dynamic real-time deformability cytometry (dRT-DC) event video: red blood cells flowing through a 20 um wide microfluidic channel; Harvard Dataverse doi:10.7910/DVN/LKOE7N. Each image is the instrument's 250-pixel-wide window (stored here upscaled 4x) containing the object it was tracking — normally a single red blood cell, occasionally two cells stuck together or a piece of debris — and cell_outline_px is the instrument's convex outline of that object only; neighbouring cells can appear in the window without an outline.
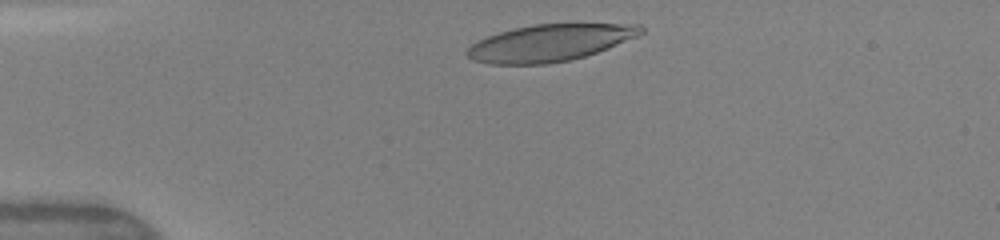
{"species": "human", "species_latin": "Homo sapiens", "temperature_condition": "warm", "stored_images_in_passage": 32, "camera_frame_rate_fps": 3000, "um_per_image_px": 0.085, "donor": {"sex": "female"}, "frame": {"image": 1, "passage_image": 1, "time_ms": 0.0, "image_size_px": [1000, 240], "cell_outline_px": [[644, 32], [640, 36], [608, 48], [584, 56], [568, 60], [544, 64], [488, 64], [472, 60], [464, 52], [472, 44], [488, 36], [500, 32], [532, 24], [640, 24], [644, 28]], "centroid_in_image_um": [46.76, 3.64], "position_along_channel_um": 38.2, "area_um2": 37.17}}
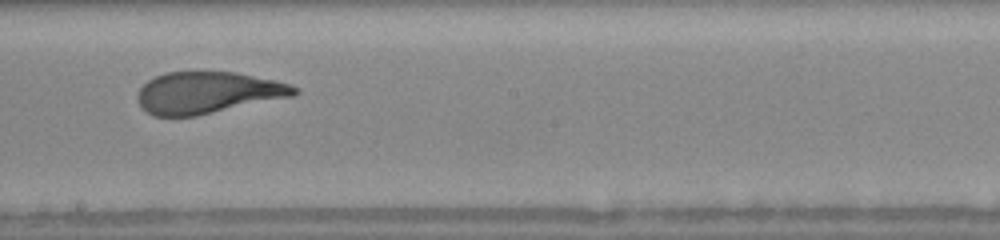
{"frame": {"image": 2, "passage_image": 18, "time_ms": 5.667, "image_size_px": [1000, 240], "cell_outline_px": [[300, 92], [292, 96], [196, 116], [152, 116], [140, 104], [136, 96], [140, 88], [148, 80], [164, 72], [236, 72], [276, 80], [288, 84], [296, 88]], "centroid_in_image_um": [17.64, 7.87], "position_along_channel_um": 230.6, "area_um2": 37.86}}
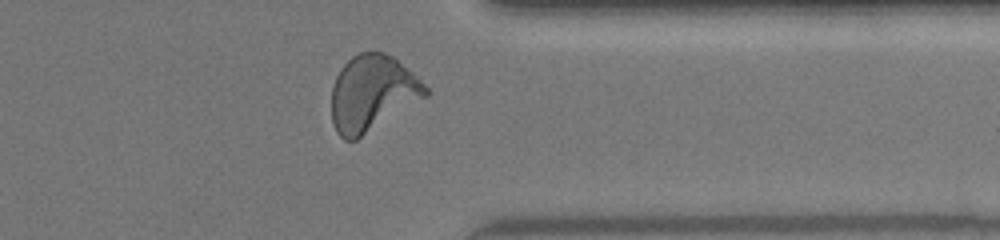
{"frame": {"image": 3, "passage_image": 29, "time_ms": 9.333, "image_size_px": [1000, 240], "cell_outline_px": [[428, 96], [356, 140], [344, 140], [336, 132], [332, 124], [332, 84], [340, 68], [352, 56], [360, 52], [384, 52], [392, 56], [420, 76], [428, 88]], "centroid_in_image_um": [31.66, 7.92], "position_along_channel_um": 379.7, "area_um2": 41.96}, "authors_computed_cell_mechanics": {"area_um2": 39.2462, "velocity_mm_per_s": 4.161, "shape_relaxation_time_tau1_ms": 4.3452, "shape_relaxation_time_tau2_ms": 0.835, "deformation_change_tau1": 0.2243, "deformation_change_tau2": 0.0916}}